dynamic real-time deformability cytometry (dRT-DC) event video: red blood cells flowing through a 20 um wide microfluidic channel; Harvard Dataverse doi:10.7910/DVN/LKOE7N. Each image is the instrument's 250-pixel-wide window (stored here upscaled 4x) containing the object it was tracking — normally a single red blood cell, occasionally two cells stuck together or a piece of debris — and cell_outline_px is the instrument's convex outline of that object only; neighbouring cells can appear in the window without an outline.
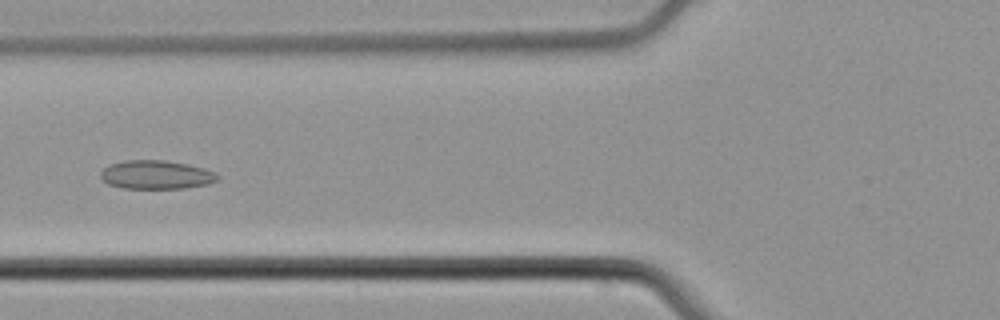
{"species": "common noctule bat (a hibernating species)", "species_latin": "Nyctalus noctula", "temperature_condition": "cold", "stored_images_in_passage": 44, "camera_frame_rate_fps": 3000, "um_per_image_px": 0.085, "animal": {"sex": "male", "body_mass_g": 21.5, "forearm_length_mm": 52.0}, "frame": {"image": 1, "passage_image": 11, "time_ms": 3.333, "image_size_px": [1000, 320], "cell_outline_px": [[220, 176], [216, 180], [208, 184], [184, 188], [124, 188], [108, 184], [100, 176], [100, 172], [108, 164], [124, 160], [164, 160], [188, 164], [204, 168], [216, 172]], "centroid_in_image_um": [13.28, 14.84], "position_along_channel_um": 112.5, "area_um2": 19.59}}
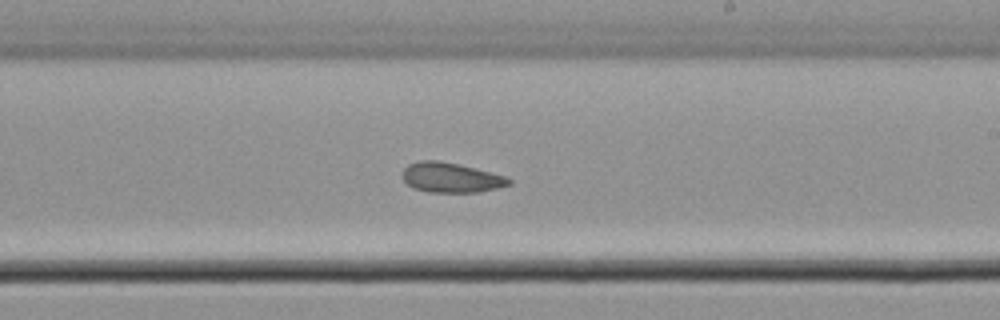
{"frame": {"image": 2, "passage_image": 22, "time_ms": 7.0, "image_size_px": [1000, 320], "cell_outline_px": [[512, 184], [496, 188], [476, 192], [428, 192], [416, 188], [408, 184], [400, 176], [400, 172], [408, 164], [420, 160], [436, 160], [456, 164], [504, 176], [512, 180]], "centroid_in_image_um": [38.27, 15.09], "position_along_channel_um": 250.7, "area_um2": 18.26}}
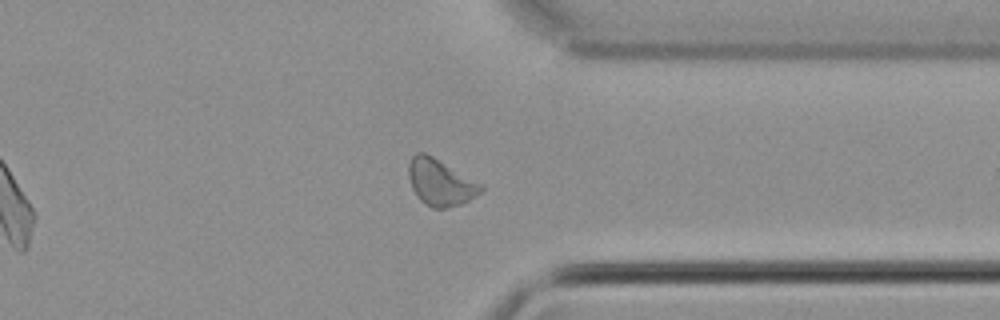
{"frame": {"image": 3, "passage_image": 32, "time_ms": 10.333, "image_size_px": [1000, 320], "cell_outline_px": [[484, 188], [476, 196], [460, 204], [444, 208], [432, 208], [424, 204], [416, 196], [412, 188], [408, 176], [408, 164], [412, 156], [416, 152], [424, 152], [432, 156], [484, 184]], "centroid_in_image_um": [37.42, 15.5], "position_along_channel_um": 374.0, "area_um2": 19.71}, "authors_computed_cell_mechanics": {"area_um2": 19.5364, "velocity_mm_per_s": 3.7713, "shape_relaxation_time_tau1_ms": 9.7722, "shape_relaxation_time_tau2_ms": 4.1866, "deformation_change_tau1": 0.1013, "deformation_change_tau2": 0.0934}}